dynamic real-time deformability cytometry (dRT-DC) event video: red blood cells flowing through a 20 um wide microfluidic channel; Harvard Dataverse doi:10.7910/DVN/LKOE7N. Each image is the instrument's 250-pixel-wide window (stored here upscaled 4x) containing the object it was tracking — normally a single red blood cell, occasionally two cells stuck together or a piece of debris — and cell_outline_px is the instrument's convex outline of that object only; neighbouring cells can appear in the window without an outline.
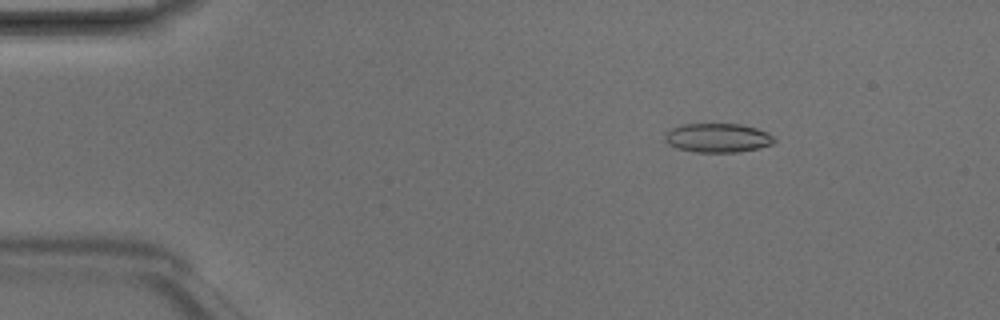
{"species": "Egyptian fruit bat (a non-hibernating species)", "species_latin": "Rousettus aegyptiacus", "temperature_condition": "room temperature", "stored_images_in_passage": 4, "camera_frame_rate_fps": 3000, "um_per_image_px": 0.085, "animal": {"sex": "male"}, "frame": {"image": 1, "passage_image": 2, "time_ms": 0.333, "image_size_px": [1000, 320], "cell_outline_px": [[776, 140], [772, 144], [740, 152], [696, 152], [676, 148], [668, 144], [664, 140], [664, 136], [672, 128], [680, 124], [740, 124], [756, 128], [768, 132]], "centroid_in_image_um": [60.99, 11.72], "position_along_channel_um": 24.0, "area_um2": 18.5}}
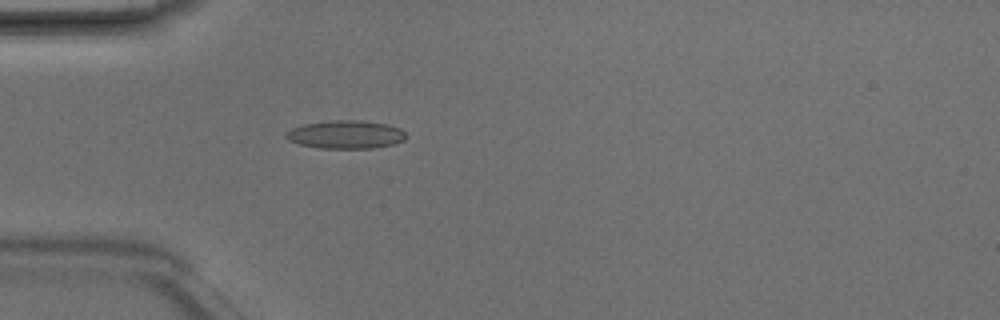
{"frame": {"image": 2, "passage_image": 4, "time_ms": 1.0, "image_size_px": [1000, 320], "cell_outline_px": [[404, 140], [392, 144], [372, 148], [320, 148], [300, 144], [288, 140], [284, 136], [284, 132], [292, 128], [304, 124], [332, 120], [360, 120], [388, 124], [400, 128], [404, 132]], "centroid_in_image_um": [29.35, 11.43], "position_along_channel_um": 55.6, "area_um2": 19.65}}